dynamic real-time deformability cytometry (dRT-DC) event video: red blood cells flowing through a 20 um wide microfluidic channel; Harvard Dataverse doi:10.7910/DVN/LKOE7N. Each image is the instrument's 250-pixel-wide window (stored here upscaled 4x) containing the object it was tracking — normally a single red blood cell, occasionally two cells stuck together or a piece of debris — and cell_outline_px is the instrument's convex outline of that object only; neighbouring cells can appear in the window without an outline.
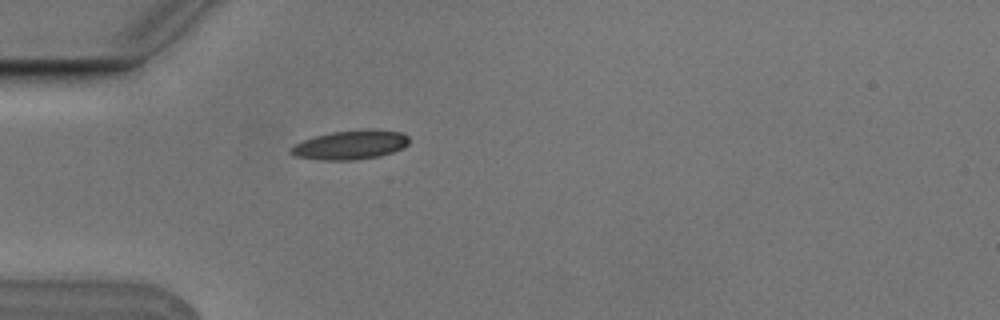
{"species": "Egyptian fruit bat (a non-hibernating species)", "species_latin": "Rousettus aegyptiacus", "temperature_condition": "cold", "stored_images_in_passage": 3, "camera_frame_rate_fps": 3000, "um_per_image_px": 0.085, "animal": {"sex": "male"}, "frame": {"image": 1, "passage_image": 3, "time_ms": 0.667, "image_size_px": [1000, 320], "cell_outline_px": [[408, 144], [404, 148], [380, 156], [352, 160], [320, 160], [296, 156], [288, 152], [296, 144], [304, 140], [316, 136], [332, 132], [368, 128], [372, 128], [400, 132], [408, 136]], "centroid_in_image_um": [29.83, 12.3], "position_along_channel_um": 55.2, "area_um2": 20.06}}